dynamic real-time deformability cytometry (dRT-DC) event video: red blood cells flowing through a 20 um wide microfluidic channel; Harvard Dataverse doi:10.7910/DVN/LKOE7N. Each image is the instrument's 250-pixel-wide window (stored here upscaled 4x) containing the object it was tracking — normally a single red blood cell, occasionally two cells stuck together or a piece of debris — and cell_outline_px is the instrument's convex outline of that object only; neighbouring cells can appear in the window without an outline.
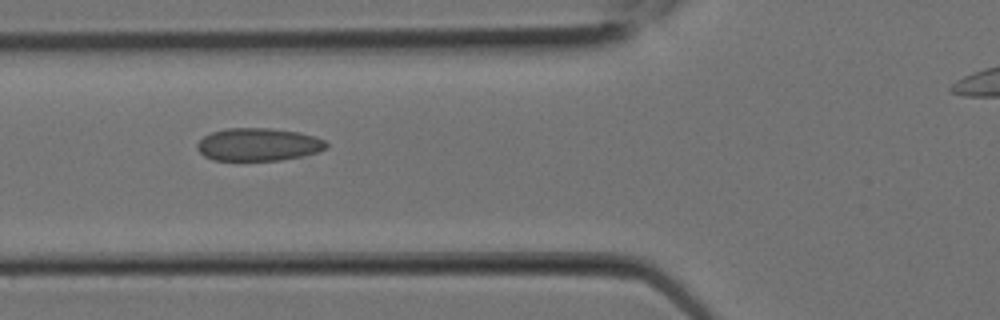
{"species": "Egyptian fruit bat (a non-hibernating species)", "species_latin": "Rousettus aegyptiacus", "temperature_condition": "room temperature", "stored_images_in_passage": 3, "segment_of_instrument_passage": [1, 2], "camera_frame_rate_fps": 3000, "um_per_image_px": 0.085, "animal": {"sex": "female"}, "frame": {"image": 1, "passage_image": 2, "time_ms": 0.333, "image_size_px": [1000, 320], "cell_outline_px": [[328, 148], [320, 152], [304, 156], [280, 160], [212, 160], [204, 156], [196, 148], [196, 144], [204, 136], [212, 132], [228, 128], [268, 128], [300, 132], [316, 136], [324, 140], [328, 144]], "centroid_in_image_um": [22.0, 12.28], "position_along_channel_um": 103.8, "area_um2": 24.91}}